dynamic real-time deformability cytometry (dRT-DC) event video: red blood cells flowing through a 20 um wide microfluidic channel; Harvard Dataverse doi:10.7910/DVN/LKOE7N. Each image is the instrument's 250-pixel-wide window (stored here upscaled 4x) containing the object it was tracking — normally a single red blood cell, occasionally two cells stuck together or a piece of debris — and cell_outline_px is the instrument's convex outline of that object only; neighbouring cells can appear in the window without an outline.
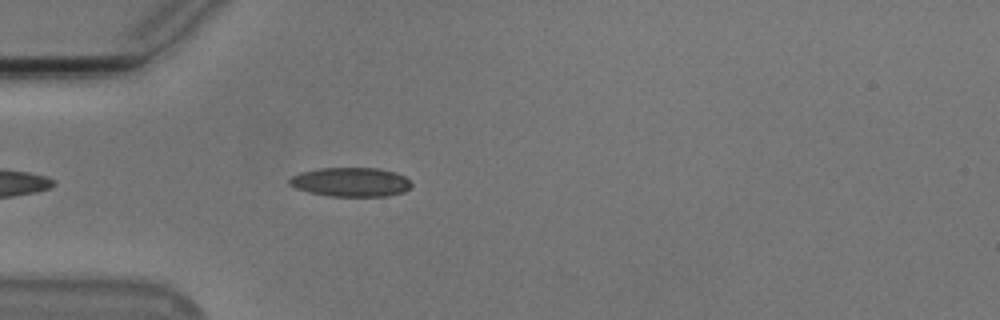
{"species": "Egyptian fruit bat (a non-hibernating species)", "species_latin": "Rousettus aegyptiacus", "temperature_condition": "cold", "stored_images_in_passage": 28, "camera_frame_rate_fps": 3000, "um_per_image_px": 0.085, "animal": {"sex": "male"}, "frame": {"image": 1, "passage_image": 5, "time_ms": 1.333, "image_size_px": [1000, 320], "cell_outline_px": [[412, 184], [404, 192], [388, 196], [328, 196], [308, 192], [296, 188], [288, 184], [288, 180], [292, 176], [300, 172], [320, 168], [380, 168], [396, 172], [404, 176]], "centroid_in_image_um": [29.8, 15.47], "position_along_channel_um": 55.2, "area_um2": 20.81}}
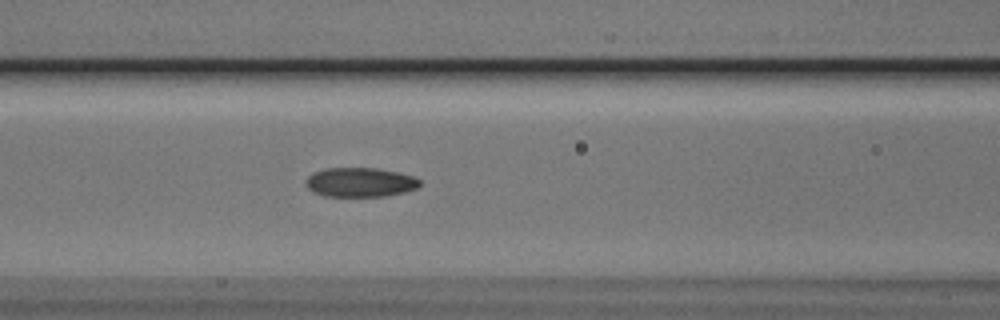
{"frame": {"image": 2, "passage_image": 12, "time_ms": 3.667, "image_size_px": [1000, 320], "cell_outline_px": [[420, 184], [416, 188], [404, 192], [384, 196], [324, 196], [312, 192], [304, 184], [304, 180], [312, 172], [324, 168], [376, 168], [416, 176], [420, 180]], "centroid_in_image_um": [30.56, 15.49], "position_along_channel_um": 136.0, "area_um2": 19.65}}
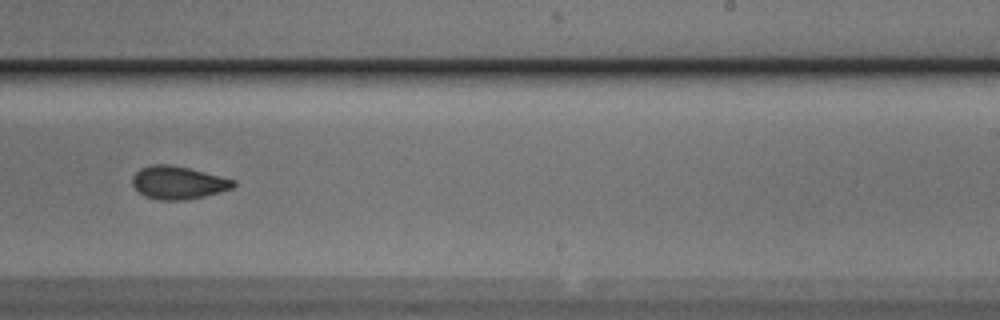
{"frame": {"image": 3, "passage_image": 23, "time_ms": 7.333, "image_size_px": [1000, 320], "cell_outline_px": [[236, 184], [232, 188], [220, 192], [204, 196], [184, 200], [156, 200], [144, 196], [132, 184], [132, 176], [140, 168], [152, 164], [168, 164], [188, 168], [236, 180]], "centroid_in_image_um": [15.13, 15.53], "position_along_channel_um": 273.9, "area_um2": 19.36}}